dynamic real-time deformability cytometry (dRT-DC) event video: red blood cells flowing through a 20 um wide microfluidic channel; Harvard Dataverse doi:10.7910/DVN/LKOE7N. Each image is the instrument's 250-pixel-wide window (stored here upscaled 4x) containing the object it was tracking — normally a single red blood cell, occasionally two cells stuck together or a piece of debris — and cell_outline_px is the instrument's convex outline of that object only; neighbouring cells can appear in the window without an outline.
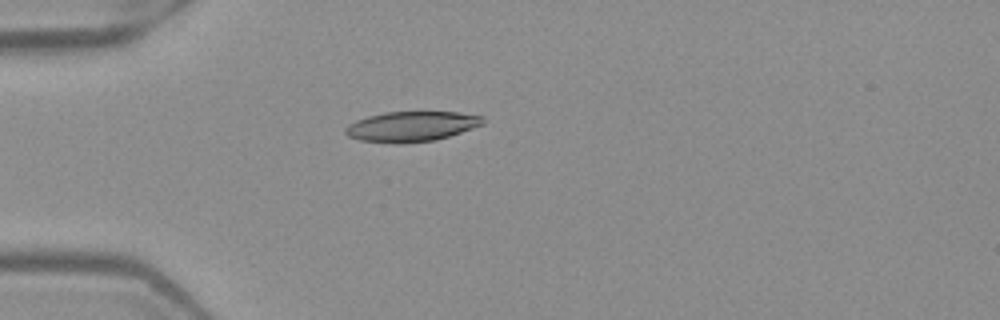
{"species": "Egyptian fruit bat (a non-hibernating species)", "species_latin": "Rousettus aegyptiacus", "temperature_condition": "warm", "stored_images_in_passage": 38, "camera_frame_rate_fps": 3000, "um_per_image_px": 0.085, "frame": {"image": 1, "passage_image": 1, "time_ms": 0.0, "image_size_px": [1000, 320], "cell_outline_px": [[484, 124], [436, 140], [400, 144], [392, 144], [360, 140], [348, 136], [344, 132], [344, 128], [348, 124], [356, 120], [368, 116], [384, 112], [456, 112], [484, 116]], "centroid_in_image_um": [34.94, 10.75], "position_along_channel_um": 50.1, "area_um2": 24.28}}
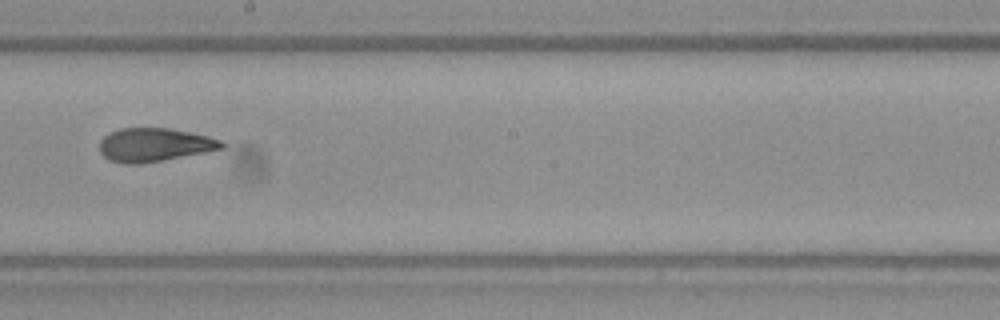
{"frame": {"image": 2, "passage_image": 16, "time_ms": 5.0, "image_size_px": [1000, 320], "cell_outline_px": [[228, 144], [224, 148], [164, 160], [140, 164], [124, 164], [108, 160], [100, 152], [100, 140], [108, 132], [120, 128], [168, 128], [208, 136], [220, 140]], "centroid_in_image_um": [13.1, 12.31], "position_along_channel_um": 235.1, "area_um2": 23.93}}
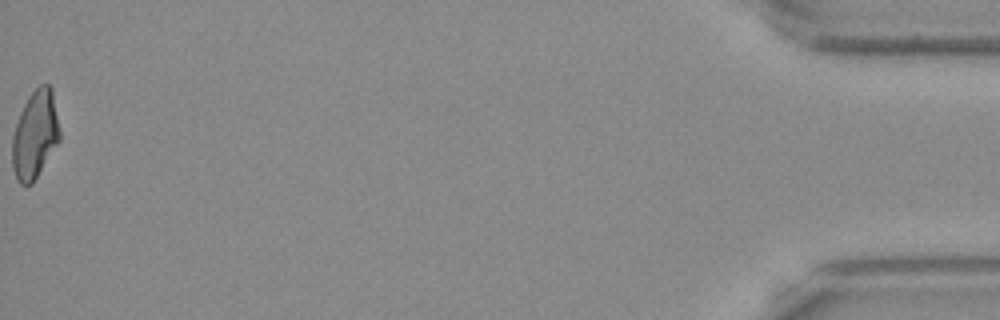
{"frame": {"image": 3, "passage_image": 38, "time_ms": 12.333, "image_size_px": [1000, 320], "cell_outline_px": [[60, 140], [32, 184], [20, 184], [16, 180], [12, 168], [12, 136], [20, 112], [28, 96], [40, 84], [48, 84], [52, 88], [60, 132]], "centroid_in_image_um": [2.97, 11.45], "position_along_channel_um": 432.2, "area_um2": 24.33}, "authors_computed_cell_mechanics": {"area_um2": 24.276, "velocity_mm_per_s": 3.9962, "shape_relaxation_time_tau1_ms": null, "shape_relaxation_time_tau2_ms": 1.3883, "deformation_change_tau1": null, "deformation_change_tau2": 0.0844}}